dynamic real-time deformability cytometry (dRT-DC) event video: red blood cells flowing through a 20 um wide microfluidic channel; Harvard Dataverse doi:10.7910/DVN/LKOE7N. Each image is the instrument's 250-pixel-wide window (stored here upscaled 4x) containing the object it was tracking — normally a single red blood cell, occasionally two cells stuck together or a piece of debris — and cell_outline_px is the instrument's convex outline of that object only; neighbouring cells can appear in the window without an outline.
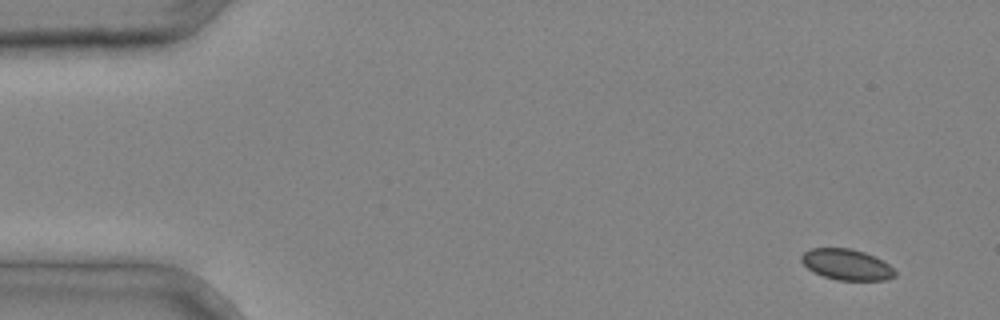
{"species": "common noctule bat (a hibernating species)", "species_latin": "Nyctalus noctula", "temperature_condition": "cold", "stored_images_in_passage": 4, "camera_frame_rate_fps": 3000, "um_per_image_px": 0.085, "animal": {"sex": "male", "body_mass_g": 20.4}, "frame": {"image": 1, "passage_image": 1, "time_ms": 0.0, "image_size_px": [1000, 320], "cell_outline_px": [[896, 276], [884, 280], [836, 280], [812, 272], [800, 260], [800, 256], [804, 252], [812, 248], [852, 248], [864, 252], [888, 264], [896, 272]], "centroid_in_image_um": [71.93, 22.49], "position_along_channel_um": 13.1, "area_um2": 16.76}}
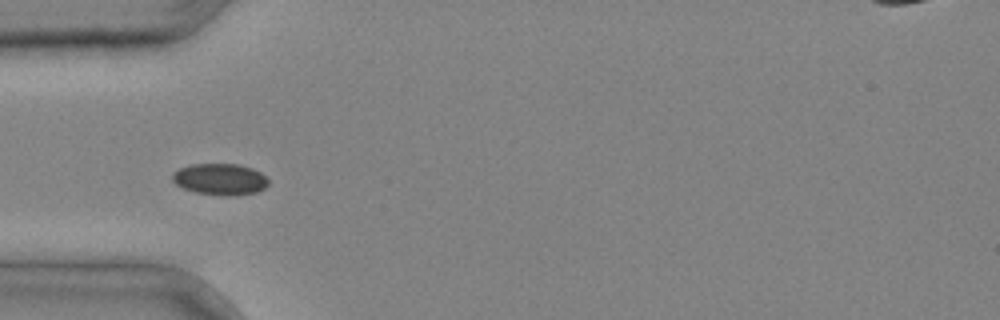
{"frame": {"image": 2, "passage_image": 3, "time_ms": 0.667, "image_size_px": [1000, 320], "cell_outline_px": [[268, 184], [264, 188], [256, 192], [228, 196], [224, 196], [196, 192], [184, 188], [176, 184], [172, 180], [172, 172], [180, 168], [192, 164], [240, 164], [252, 168], [260, 172], [268, 180]], "centroid_in_image_um": [18.7, 15.23], "position_along_channel_um": 66.3, "area_um2": 17.51}}